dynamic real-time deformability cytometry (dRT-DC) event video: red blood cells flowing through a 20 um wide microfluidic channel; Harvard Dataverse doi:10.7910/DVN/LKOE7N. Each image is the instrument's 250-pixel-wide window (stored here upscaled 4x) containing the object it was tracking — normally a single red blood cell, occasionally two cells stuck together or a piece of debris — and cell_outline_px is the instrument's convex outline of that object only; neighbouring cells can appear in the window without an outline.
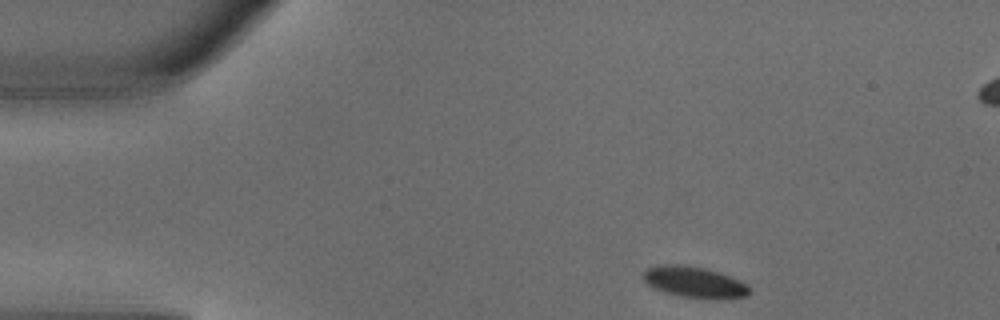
{"species": "common noctule bat (a hibernating species)", "species_latin": "Nyctalus noctula", "temperature_condition": "warm", "stored_images_in_passage": 4, "camera_frame_rate_fps": 3000, "um_per_image_px": 0.085, "animal": {"sex": "male", "body_mass_g": 18.8}, "frame": {"image": 1, "passage_image": 1, "time_ms": 0.0, "image_size_px": [1000, 320], "cell_outline_px": [[748, 296], [720, 300], [680, 296], [664, 292], [652, 288], [640, 276], [648, 268], [660, 264], [676, 264], [704, 268], [740, 280], [748, 284]], "centroid_in_image_um": [59.0, 24.0], "position_along_channel_um": 26.0, "area_um2": 19.31}}
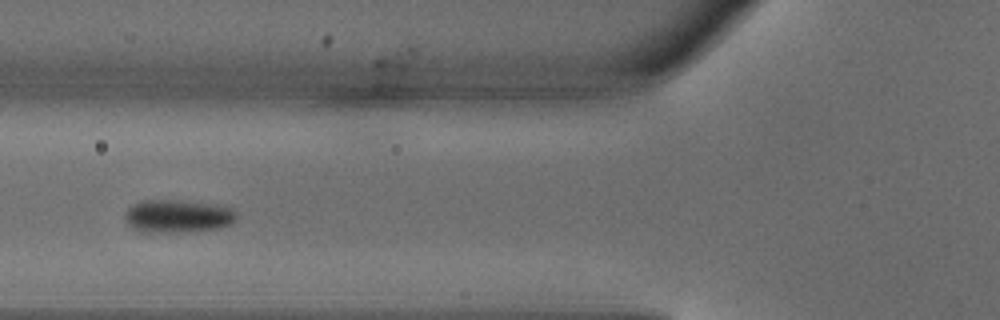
{"frame": {"image": 2, "passage_image": 4, "time_ms": 1.0, "image_size_px": [1000, 320], "cell_outline_px": [[236, 216], [232, 224], [216, 228], [180, 232], [140, 232], [128, 224], [124, 216], [124, 212], [132, 204], [140, 200], [180, 200], [232, 208], [236, 212]], "centroid_in_image_um": [15.04, 18.37], "position_along_channel_um": 110.8, "area_um2": 21.27}}